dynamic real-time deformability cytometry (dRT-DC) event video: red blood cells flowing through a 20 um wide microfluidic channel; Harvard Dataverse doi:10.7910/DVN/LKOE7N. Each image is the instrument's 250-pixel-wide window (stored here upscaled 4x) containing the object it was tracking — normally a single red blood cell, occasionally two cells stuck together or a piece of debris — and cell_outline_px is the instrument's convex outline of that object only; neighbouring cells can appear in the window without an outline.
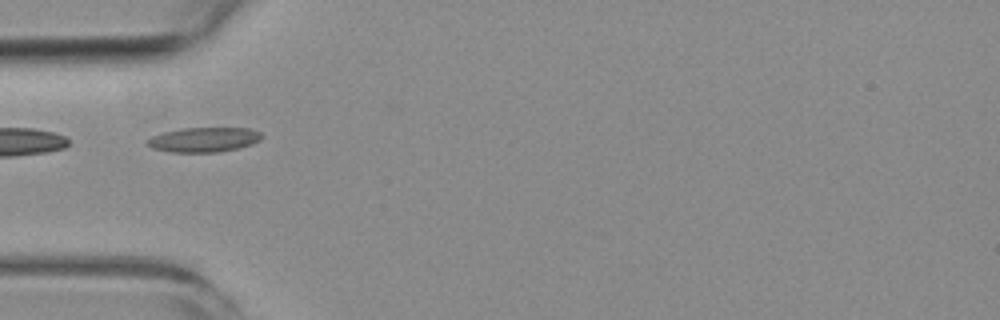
{"species": "common noctule bat (a hibernating species)", "species_latin": "Nyctalus noctula", "temperature_condition": "room temperature", "stored_images_in_passage": 4, "camera_frame_rate_fps": 3000, "um_per_image_px": 0.085, "animal": {"sex": "female", "body_mass_g": 19.3, "forearm_length_mm": 54.1}, "frame": {"image": 1, "passage_image": 2, "time_ms": 1.333, "image_size_px": [1000, 320], "cell_outline_px": [[264, 136], [260, 140], [252, 144], [236, 148], [216, 152], [172, 152], [152, 148], [144, 144], [144, 140], [152, 136], [164, 132], [180, 128], [248, 128], [260, 132]], "centroid_in_image_um": [17.28, 11.86], "position_along_channel_um": 67.7, "area_um2": 16.53}}
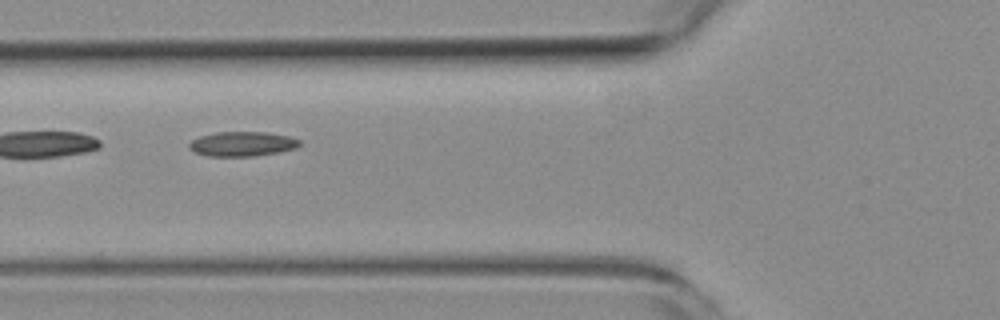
{"frame": {"image": 2, "passage_image": 3, "time_ms": 2.333, "image_size_px": [1000, 320], "cell_outline_px": [[300, 144], [296, 148], [280, 152], [252, 156], [208, 156], [196, 152], [188, 148], [188, 144], [192, 140], [200, 136], [216, 132], [268, 132], [288, 136], [300, 140]], "centroid_in_image_um": [20.59, 12.23], "position_along_channel_um": 105.2, "area_um2": 15.84}}
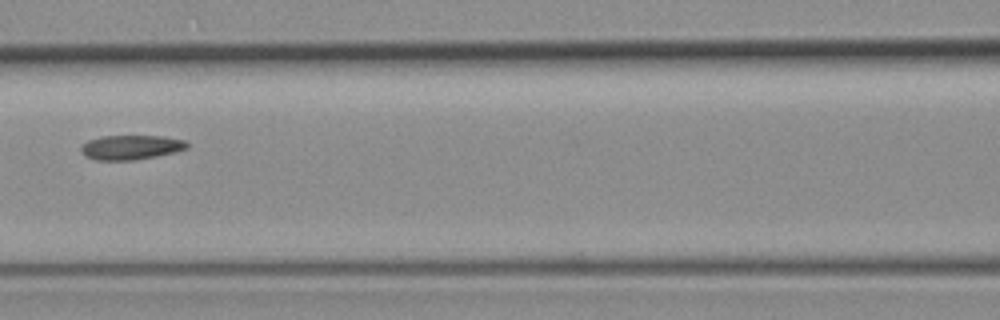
{"frame": {"image": 3, "passage_image": 4, "time_ms": 3.667, "image_size_px": [1000, 320], "cell_outline_px": [[188, 148], [176, 152], [136, 160], [96, 160], [84, 156], [80, 152], [80, 148], [88, 140], [100, 136], [164, 136], [184, 140], [188, 144]], "centroid_in_image_um": [11.12, 12.52], "position_along_channel_um": 155.5, "area_um2": 15.26}}